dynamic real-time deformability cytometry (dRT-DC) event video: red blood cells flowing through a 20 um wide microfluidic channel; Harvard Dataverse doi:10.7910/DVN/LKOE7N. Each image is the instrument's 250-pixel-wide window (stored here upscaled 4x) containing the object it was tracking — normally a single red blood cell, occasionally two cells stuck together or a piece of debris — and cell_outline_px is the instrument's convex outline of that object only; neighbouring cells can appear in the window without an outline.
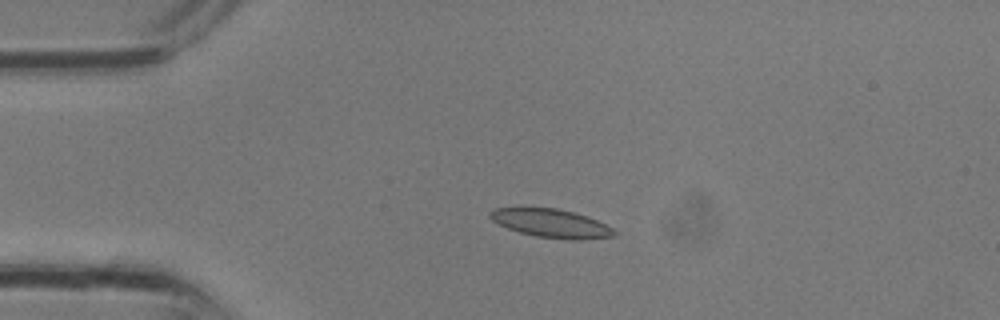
{"species": "common noctule bat (a hibernating species)", "species_latin": "Nyctalus noctula", "temperature_condition": "room temperature", "stored_images_in_passage": 2, "camera_frame_rate_fps": 3000, "um_per_image_px": 0.085, "animal": {"sex": "male", "body_mass_g": 13.3}, "frame": {"image": 1, "passage_image": 1, "time_ms": 0.0, "image_size_px": [1000, 320], "cell_outline_px": [[616, 236], [580, 240], [568, 240], [536, 236], [520, 232], [508, 228], [492, 220], [488, 216], [488, 212], [496, 208], [556, 208], [588, 216], [612, 228], [616, 232]], "centroid_in_image_um": [46.86, 18.99], "position_along_channel_um": 38.1, "area_um2": 20.46}}